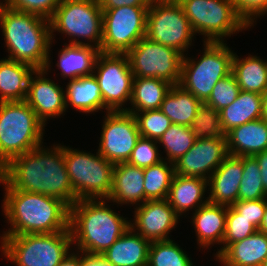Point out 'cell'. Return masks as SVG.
I'll return each mask as SVG.
<instances>
[{
	"label": "cell",
	"mask_w": 267,
	"mask_h": 266,
	"mask_svg": "<svg viewBox=\"0 0 267 266\" xmlns=\"http://www.w3.org/2000/svg\"><path fill=\"white\" fill-rule=\"evenodd\" d=\"M41 145L14 157L0 169V183L5 188L40 193L63 201L69 208L77 202L67 173L64 146Z\"/></svg>",
	"instance_id": "6da1fadb"
},
{
	"label": "cell",
	"mask_w": 267,
	"mask_h": 266,
	"mask_svg": "<svg viewBox=\"0 0 267 266\" xmlns=\"http://www.w3.org/2000/svg\"><path fill=\"white\" fill-rule=\"evenodd\" d=\"M5 191L2 210L10 228L0 237L69 230V207L63 201L14 188Z\"/></svg>",
	"instance_id": "7a4b0ae2"
},
{
	"label": "cell",
	"mask_w": 267,
	"mask_h": 266,
	"mask_svg": "<svg viewBox=\"0 0 267 266\" xmlns=\"http://www.w3.org/2000/svg\"><path fill=\"white\" fill-rule=\"evenodd\" d=\"M107 199H82L69 208V230L80 253L102 255L129 227Z\"/></svg>",
	"instance_id": "3957f363"
},
{
	"label": "cell",
	"mask_w": 267,
	"mask_h": 266,
	"mask_svg": "<svg viewBox=\"0 0 267 266\" xmlns=\"http://www.w3.org/2000/svg\"><path fill=\"white\" fill-rule=\"evenodd\" d=\"M0 26L9 53L8 59L49 71L52 41L48 19L12 10L1 2Z\"/></svg>",
	"instance_id": "277c9868"
},
{
	"label": "cell",
	"mask_w": 267,
	"mask_h": 266,
	"mask_svg": "<svg viewBox=\"0 0 267 266\" xmlns=\"http://www.w3.org/2000/svg\"><path fill=\"white\" fill-rule=\"evenodd\" d=\"M44 127L25 101L0 102V169L41 146Z\"/></svg>",
	"instance_id": "5b68a950"
},
{
	"label": "cell",
	"mask_w": 267,
	"mask_h": 266,
	"mask_svg": "<svg viewBox=\"0 0 267 266\" xmlns=\"http://www.w3.org/2000/svg\"><path fill=\"white\" fill-rule=\"evenodd\" d=\"M3 255L16 266H58L73 245L70 230L1 238Z\"/></svg>",
	"instance_id": "8992f818"
},
{
	"label": "cell",
	"mask_w": 267,
	"mask_h": 266,
	"mask_svg": "<svg viewBox=\"0 0 267 266\" xmlns=\"http://www.w3.org/2000/svg\"><path fill=\"white\" fill-rule=\"evenodd\" d=\"M234 53L224 42L204 41L198 61L184 55L179 85L205 103L216 83L231 74Z\"/></svg>",
	"instance_id": "52a82bcc"
},
{
	"label": "cell",
	"mask_w": 267,
	"mask_h": 266,
	"mask_svg": "<svg viewBox=\"0 0 267 266\" xmlns=\"http://www.w3.org/2000/svg\"><path fill=\"white\" fill-rule=\"evenodd\" d=\"M49 21L51 41H54L53 33L58 31L70 36L69 44L91 46L93 43V47L101 50L103 15L99 0H62ZM79 38L87 39L88 43Z\"/></svg>",
	"instance_id": "ba28073f"
},
{
	"label": "cell",
	"mask_w": 267,
	"mask_h": 266,
	"mask_svg": "<svg viewBox=\"0 0 267 266\" xmlns=\"http://www.w3.org/2000/svg\"><path fill=\"white\" fill-rule=\"evenodd\" d=\"M95 155L64 146L67 173L77 201L110 196L114 164L98 151Z\"/></svg>",
	"instance_id": "9c48e42d"
},
{
	"label": "cell",
	"mask_w": 267,
	"mask_h": 266,
	"mask_svg": "<svg viewBox=\"0 0 267 266\" xmlns=\"http://www.w3.org/2000/svg\"><path fill=\"white\" fill-rule=\"evenodd\" d=\"M194 34L204 36L205 42H225L235 32L248 28L237 14L231 0H178Z\"/></svg>",
	"instance_id": "30bf717a"
},
{
	"label": "cell",
	"mask_w": 267,
	"mask_h": 266,
	"mask_svg": "<svg viewBox=\"0 0 267 266\" xmlns=\"http://www.w3.org/2000/svg\"><path fill=\"white\" fill-rule=\"evenodd\" d=\"M194 35L189 20L177 1L153 0L147 12L145 37L174 48L184 56Z\"/></svg>",
	"instance_id": "8fae6325"
},
{
	"label": "cell",
	"mask_w": 267,
	"mask_h": 266,
	"mask_svg": "<svg viewBox=\"0 0 267 266\" xmlns=\"http://www.w3.org/2000/svg\"><path fill=\"white\" fill-rule=\"evenodd\" d=\"M148 8L123 6L102 10L101 52L126 54L145 37Z\"/></svg>",
	"instance_id": "7c38bea8"
},
{
	"label": "cell",
	"mask_w": 267,
	"mask_h": 266,
	"mask_svg": "<svg viewBox=\"0 0 267 266\" xmlns=\"http://www.w3.org/2000/svg\"><path fill=\"white\" fill-rule=\"evenodd\" d=\"M126 54L134 77L160 78L172 85L179 84L184 56L176 49L143 37Z\"/></svg>",
	"instance_id": "4fadbf2b"
},
{
	"label": "cell",
	"mask_w": 267,
	"mask_h": 266,
	"mask_svg": "<svg viewBox=\"0 0 267 266\" xmlns=\"http://www.w3.org/2000/svg\"><path fill=\"white\" fill-rule=\"evenodd\" d=\"M93 74L99 83L105 110L125 111L122 105L131 101L134 80L127 54L101 52Z\"/></svg>",
	"instance_id": "5bb4252c"
},
{
	"label": "cell",
	"mask_w": 267,
	"mask_h": 266,
	"mask_svg": "<svg viewBox=\"0 0 267 266\" xmlns=\"http://www.w3.org/2000/svg\"><path fill=\"white\" fill-rule=\"evenodd\" d=\"M102 125L98 152L111 163H126L141 137L135 116L127 111H108Z\"/></svg>",
	"instance_id": "9a60e30c"
},
{
	"label": "cell",
	"mask_w": 267,
	"mask_h": 266,
	"mask_svg": "<svg viewBox=\"0 0 267 266\" xmlns=\"http://www.w3.org/2000/svg\"><path fill=\"white\" fill-rule=\"evenodd\" d=\"M228 155L226 137L196 139L185 155L174 163L175 174L208 180Z\"/></svg>",
	"instance_id": "2e32d148"
},
{
	"label": "cell",
	"mask_w": 267,
	"mask_h": 266,
	"mask_svg": "<svg viewBox=\"0 0 267 266\" xmlns=\"http://www.w3.org/2000/svg\"><path fill=\"white\" fill-rule=\"evenodd\" d=\"M134 221L130 227L150 243L170 240L168 234L178 224L180 217L167 199L149 200L134 208ZM137 230V231H136Z\"/></svg>",
	"instance_id": "e0dca14e"
},
{
	"label": "cell",
	"mask_w": 267,
	"mask_h": 266,
	"mask_svg": "<svg viewBox=\"0 0 267 266\" xmlns=\"http://www.w3.org/2000/svg\"><path fill=\"white\" fill-rule=\"evenodd\" d=\"M45 69H35L30 77L25 102L46 126L47 119L60 117L66 112L65 91L53 80L47 78Z\"/></svg>",
	"instance_id": "ac0fdd59"
},
{
	"label": "cell",
	"mask_w": 267,
	"mask_h": 266,
	"mask_svg": "<svg viewBox=\"0 0 267 266\" xmlns=\"http://www.w3.org/2000/svg\"><path fill=\"white\" fill-rule=\"evenodd\" d=\"M242 174V157L228 155L208 179L209 202L227 207L236 203Z\"/></svg>",
	"instance_id": "d6986e66"
},
{
	"label": "cell",
	"mask_w": 267,
	"mask_h": 266,
	"mask_svg": "<svg viewBox=\"0 0 267 266\" xmlns=\"http://www.w3.org/2000/svg\"><path fill=\"white\" fill-rule=\"evenodd\" d=\"M107 201L117 204H132V206L146 202L143 168L130 165L127 162L115 164L112 189Z\"/></svg>",
	"instance_id": "ffe728a7"
},
{
	"label": "cell",
	"mask_w": 267,
	"mask_h": 266,
	"mask_svg": "<svg viewBox=\"0 0 267 266\" xmlns=\"http://www.w3.org/2000/svg\"><path fill=\"white\" fill-rule=\"evenodd\" d=\"M149 246L129 227L101 256L113 266H147Z\"/></svg>",
	"instance_id": "44dd1931"
},
{
	"label": "cell",
	"mask_w": 267,
	"mask_h": 266,
	"mask_svg": "<svg viewBox=\"0 0 267 266\" xmlns=\"http://www.w3.org/2000/svg\"><path fill=\"white\" fill-rule=\"evenodd\" d=\"M225 137L229 155L254 156L267 150V121L247 122L227 132Z\"/></svg>",
	"instance_id": "7402d4cb"
},
{
	"label": "cell",
	"mask_w": 267,
	"mask_h": 266,
	"mask_svg": "<svg viewBox=\"0 0 267 266\" xmlns=\"http://www.w3.org/2000/svg\"><path fill=\"white\" fill-rule=\"evenodd\" d=\"M208 187V180L200 177H185L175 174L167 201L180 217L190 209L195 211L206 204L209 200H204L205 191Z\"/></svg>",
	"instance_id": "603a6c76"
},
{
	"label": "cell",
	"mask_w": 267,
	"mask_h": 266,
	"mask_svg": "<svg viewBox=\"0 0 267 266\" xmlns=\"http://www.w3.org/2000/svg\"><path fill=\"white\" fill-rule=\"evenodd\" d=\"M192 215L198 245L208 248L216 243L222 244L225 235L227 206L208 201Z\"/></svg>",
	"instance_id": "cb8c5ba5"
},
{
	"label": "cell",
	"mask_w": 267,
	"mask_h": 266,
	"mask_svg": "<svg viewBox=\"0 0 267 266\" xmlns=\"http://www.w3.org/2000/svg\"><path fill=\"white\" fill-rule=\"evenodd\" d=\"M267 257V235L256 231L232 243L217 259L224 266H263Z\"/></svg>",
	"instance_id": "d4e9b609"
},
{
	"label": "cell",
	"mask_w": 267,
	"mask_h": 266,
	"mask_svg": "<svg viewBox=\"0 0 267 266\" xmlns=\"http://www.w3.org/2000/svg\"><path fill=\"white\" fill-rule=\"evenodd\" d=\"M59 51V61L56 64L61 69L63 79L74 80L92 75L101 50L92 45L64 44Z\"/></svg>",
	"instance_id": "484cf974"
},
{
	"label": "cell",
	"mask_w": 267,
	"mask_h": 266,
	"mask_svg": "<svg viewBox=\"0 0 267 266\" xmlns=\"http://www.w3.org/2000/svg\"><path fill=\"white\" fill-rule=\"evenodd\" d=\"M35 68L4 58L0 60V102L25 101L29 79Z\"/></svg>",
	"instance_id": "4316f807"
},
{
	"label": "cell",
	"mask_w": 267,
	"mask_h": 266,
	"mask_svg": "<svg viewBox=\"0 0 267 266\" xmlns=\"http://www.w3.org/2000/svg\"><path fill=\"white\" fill-rule=\"evenodd\" d=\"M73 106L80 113H95L104 109L99 83L94 74L69 80L65 90L66 110Z\"/></svg>",
	"instance_id": "83f0119b"
},
{
	"label": "cell",
	"mask_w": 267,
	"mask_h": 266,
	"mask_svg": "<svg viewBox=\"0 0 267 266\" xmlns=\"http://www.w3.org/2000/svg\"><path fill=\"white\" fill-rule=\"evenodd\" d=\"M172 84L160 78L134 77L131 101L132 106L125 108L130 113L160 109L165 95Z\"/></svg>",
	"instance_id": "f1b7e54d"
},
{
	"label": "cell",
	"mask_w": 267,
	"mask_h": 266,
	"mask_svg": "<svg viewBox=\"0 0 267 266\" xmlns=\"http://www.w3.org/2000/svg\"><path fill=\"white\" fill-rule=\"evenodd\" d=\"M261 109L260 94L241 90L232 104L219 111L224 134L247 122L261 119Z\"/></svg>",
	"instance_id": "f546056e"
},
{
	"label": "cell",
	"mask_w": 267,
	"mask_h": 266,
	"mask_svg": "<svg viewBox=\"0 0 267 266\" xmlns=\"http://www.w3.org/2000/svg\"><path fill=\"white\" fill-rule=\"evenodd\" d=\"M202 102L181 85H172L160 110L171 123L190 127Z\"/></svg>",
	"instance_id": "4dcf8cb0"
},
{
	"label": "cell",
	"mask_w": 267,
	"mask_h": 266,
	"mask_svg": "<svg viewBox=\"0 0 267 266\" xmlns=\"http://www.w3.org/2000/svg\"><path fill=\"white\" fill-rule=\"evenodd\" d=\"M231 73L242 91L262 95L267 90V61L258 56L250 54L241 59L235 53Z\"/></svg>",
	"instance_id": "1f68e13d"
},
{
	"label": "cell",
	"mask_w": 267,
	"mask_h": 266,
	"mask_svg": "<svg viewBox=\"0 0 267 266\" xmlns=\"http://www.w3.org/2000/svg\"><path fill=\"white\" fill-rule=\"evenodd\" d=\"M143 172L146 200L167 199L175 175L174 164L163 159L157 164L143 168Z\"/></svg>",
	"instance_id": "d6a6232c"
},
{
	"label": "cell",
	"mask_w": 267,
	"mask_h": 266,
	"mask_svg": "<svg viewBox=\"0 0 267 266\" xmlns=\"http://www.w3.org/2000/svg\"><path fill=\"white\" fill-rule=\"evenodd\" d=\"M194 137L191 127L172 123L167 131L157 140L166 152L165 160L175 163L194 145ZM168 157V158H167Z\"/></svg>",
	"instance_id": "836d02e7"
},
{
	"label": "cell",
	"mask_w": 267,
	"mask_h": 266,
	"mask_svg": "<svg viewBox=\"0 0 267 266\" xmlns=\"http://www.w3.org/2000/svg\"><path fill=\"white\" fill-rule=\"evenodd\" d=\"M174 240L151 242L147 266H193L191 259Z\"/></svg>",
	"instance_id": "e575fe53"
},
{
	"label": "cell",
	"mask_w": 267,
	"mask_h": 266,
	"mask_svg": "<svg viewBox=\"0 0 267 266\" xmlns=\"http://www.w3.org/2000/svg\"><path fill=\"white\" fill-rule=\"evenodd\" d=\"M243 174L239 187V200L266 199L258 161L254 156H242Z\"/></svg>",
	"instance_id": "d590c367"
},
{
	"label": "cell",
	"mask_w": 267,
	"mask_h": 266,
	"mask_svg": "<svg viewBox=\"0 0 267 266\" xmlns=\"http://www.w3.org/2000/svg\"><path fill=\"white\" fill-rule=\"evenodd\" d=\"M190 127L196 139L225 137L219 112L205 103L199 107Z\"/></svg>",
	"instance_id": "8d00e7d4"
},
{
	"label": "cell",
	"mask_w": 267,
	"mask_h": 266,
	"mask_svg": "<svg viewBox=\"0 0 267 266\" xmlns=\"http://www.w3.org/2000/svg\"><path fill=\"white\" fill-rule=\"evenodd\" d=\"M256 231L257 229L246 218L241 216L232 206H228L223 246L216 252V260L232 243L241 241Z\"/></svg>",
	"instance_id": "74e56055"
},
{
	"label": "cell",
	"mask_w": 267,
	"mask_h": 266,
	"mask_svg": "<svg viewBox=\"0 0 267 266\" xmlns=\"http://www.w3.org/2000/svg\"><path fill=\"white\" fill-rule=\"evenodd\" d=\"M138 130L143 138L158 140L172 124L170 119L160 110H148L133 113Z\"/></svg>",
	"instance_id": "f35d334b"
},
{
	"label": "cell",
	"mask_w": 267,
	"mask_h": 266,
	"mask_svg": "<svg viewBox=\"0 0 267 266\" xmlns=\"http://www.w3.org/2000/svg\"><path fill=\"white\" fill-rule=\"evenodd\" d=\"M240 91L241 89L231 73L216 83L205 104L213 107L219 112L223 108L232 104L236 100Z\"/></svg>",
	"instance_id": "ab89813d"
},
{
	"label": "cell",
	"mask_w": 267,
	"mask_h": 266,
	"mask_svg": "<svg viewBox=\"0 0 267 266\" xmlns=\"http://www.w3.org/2000/svg\"><path fill=\"white\" fill-rule=\"evenodd\" d=\"M157 143L154 139L140 137L127 163L140 168L159 163L164 158L159 153Z\"/></svg>",
	"instance_id": "60d3db41"
},
{
	"label": "cell",
	"mask_w": 267,
	"mask_h": 266,
	"mask_svg": "<svg viewBox=\"0 0 267 266\" xmlns=\"http://www.w3.org/2000/svg\"><path fill=\"white\" fill-rule=\"evenodd\" d=\"M5 2V3H3ZM6 7L50 20L62 0H4Z\"/></svg>",
	"instance_id": "b9f144b4"
},
{
	"label": "cell",
	"mask_w": 267,
	"mask_h": 266,
	"mask_svg": "<svg viewBox=\"0 0 267 266\" xmlns=\"http://www.w3.org/2000/svg\"><path fill=\"white\" fill-rule=\"evenodd\" d=\"M235 6L237 14L246 23L252 27L254 20L260 18V15L267 14V0H231Z\"/></svg>",
	"instance_id": "7bdbcfd3"
},
{
	"label": "cell",
	"mask_w": 267,
	"mask_h": 266,
	"mask_svg": "<svg viewBox=\"0 0 267 266\" xmlns=\"http://www.w3.org/2000/svg\"><path fill=\"white\" fill-rule=\"evenodd\" d=\"M232 207L258 230L264 217L266 199L238 200Z\"/></svg>",
	"instance_id": "ee69618b"
},
{
	"label": "cell",
	"mask_w": 267,
	"mask_h": 266,
	"mask_svg": "<svg viewBox=\"0 0 267 266\" xmlns=\"http://www.w3.org/2000/svg\"><path fill=\"white\" fill-rule=\"evenodd\" d=\"M153 0H99L101 10L123 6L150 7Z\"/></svg>",
	"instance_id": "f6af8a7d"
},
{
	"label": "cell",
	"mask_w": 267,
	"mask_h": 266,
	"mask_svg": "<svg viewBox=\"0 0 267 266\" xmlns=\"http://www.w3.org/2000/svg\"><path fill=\"white\" fill-rule=\"evenodd\" d=\"M81 266H113L100 255L81 254Z\"/></svg>",
	"instance_id": "bcb514c9"
},
{
	"label": "cell",
	"mask_w": 267,
	"mask_h": 266,
	"mask_svg": "<svg viewBox=\"0 0 267 266\" xmlns=\"http://www.w3.org/2000/svg\"><path fill=\"white\" fill-rule=\"evenodd\" d=\"M254 157L258 161L261 172L262 184L264 187V191L267 194V150L255 154Z\"/></svg>",
	"instance_id": "7dc6e473"
},
{
	"label": "cell",
	"mask_w": 267,
	"mask_h": 266,
	"mask_svg": "<svg viewBox=\"0 0 267 266\" xmlns=\"http://www.w3.org/2000/svg\"><path fill=\"white\" fill-rule=\"evenodd\" d=\"M77 252H69L58 266H81V255Z\"/></svg>",
	"instance_id": "c3c4849f"
},
{
	"label": "cell",
	"mask_w": 267,
	"mask_h": 266,
	"mask_svg": "<svg viewBox=\"0 0 267 266\" xmlns=\"http://www.w3.org/2000/svg\"><path fill=\"white\" fill-rule=\"evenodd\" d=\"M261 96H262L261 119L267 121V90Z\"/></svg>",
	"instance_id": "681fc988"
},
{
	"label": "cell",
	"mask_w": 267,
	"mask_h": 266,
	"mask_svg": "<svg viewBox=\"0 0 267 266\" xmlns=\"http://www.w3.org/2000/svg\"><path fill=\"white\" fill-rule=\"evenodd\" d=\"M258 231L267 235V198H266V209H265L264 217L261 221Z\"/></svg>",
	"instance_id": "f907efd6"
},
{
	"label": "cell",
	"mask_w": 267,
	"mask_h": 266,
	"mask_svg": "<svg viewBox=\"0 0 267 266\" xmlns=\"http://www.w3.org/2000/svg\"><path fill=\"white\" fill-rule=\"evenodd\" d=\"M263 266H267V257L265 259V262H264Z\"/></svg>",
	"instance_id": "816d5d0a"
},
{
	"label": "cell",
	"mask_w": 267,
	"mask_h": 266,
	"mask_svg": "<svg viewBox=\"0 0 267 266\" xmlns=\"http://www.w3.org/2000/svg\"><path fill=\"white\" fill-rule=\"evenodd\" d=\"M158 1H178V0H158Z\"/></svg>",
	"instance_id": "f5cc1de1"
}]
</instances>
